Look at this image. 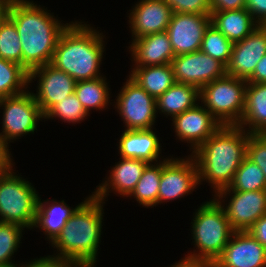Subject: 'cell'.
I'll list each match as a JSON object with an SVG mask.
<instances>
[{
    "mask_svg": "<svg viewBox=\"0 0 266 267\" xmlns=\"http://www.w3.org/2000/svg\"><path fill=\"white\" fill-rule=\"evenodd\" d=\"M12 164L0 175V222L33 229L39 193L34 185L14 172Z\"/></svg>",
    "mask_w": 266,
    "mask_h": 267,
    "instance_id": "6",
    "label": "cell"
},
{
    "mask_svg": "<svg viewBox=\"0 0 266 267\" xmlns=\"http://www.w3.org/2000/svg\"><path fill=\"white\" fill-rule=\"evenodd\" d=\"M50 12L32 0L9 4L7 17L17 29L22 66L28 72L51 63L59 37L71 23H63Z\"/></svg>",
    "mask_w": 266,
    "mask_h": 267,
    "instance_id": "1",
    "label": "cell"
},
{
    "mask_svg": "<svg viewBox=\"0 0 266 267\" xmlns=\"http://www.w3.org/2000/svg\"><path fill=\"white\" fill-rule=\"evenodd\" d=\"M232 46L233 43L210 24L205 30L200 51L227 66L230 61Z\"/></svg>",
    "mask_w": 266,
    "mask_h": 267,
    "instance_id": "32",
    "label": "cell"
},
{
    "mask_svg": "<svg viewBox=\"0 0 266 267\" xmlns=\"http://www.w3.org/2000/svg\"><path fill=\"white\" fill-rule=\"evenodd\" d=\"M237 126L250 134L266 133V83H247L243 117Z\"/></svg>",
    "mask_w": 266,
    "mask_h": 267,
    "instance_id": "23",
    "label": "cell"
},
{
    "mask_svg": "<svg viewBox=\"0 0 266 267\" xmlns=\"http://www.w3.org/2000/svg\"><path fill=\"white\" fill-rule=\"evenodd\" d=\"M172 15V8L164 0H139L128 16L132 39L165 32Z\"/></svg>",
    "mask_w": 266,
    "mask_h": 267,
    "instance_id": "18",
    "label": "cell"
},
{
    "mask_svg": "<svg viewBox=\"0 0 266 267\" xmlns=\"http://www.w3.org/2000/svg\"><path fill=\"white\" fill-rule=\"evenodd\" d=\"M202 203L191 222L192 243L196 249L184 258L214 263L235 232L221 204L214 198Z\"/></svg>",
    "mask_w": 266,
    "mask_h": 267,
    "instance_id": "5",
    "label": "cell"
},
{
    "mask_svg": "<svg viewBox=\"0 0 266 267\" xmlns=\"http://www.w3.org/2000/svg\"><path fill=\"white\" fill-rule=\"evenodd\" d=\"M24 227L14 223L0 222V266L18 267L15 263L14 253L18 251L23 237Z\"/></svg>",
    "mask_w": 266,
    "mask_h": 267,
    "instance_id": "31",
    "label": "cell"
},
{
    "mask_svg": "<svg viewBox=\"0 0 266 267\" xmlns=\"http://www.w3.org/2000/svg\"><path fill=\"white\" fill-rule=\"evenodd\" d=\"M0 1H3L9 5V4L18 3V2H24L27 0H0Z\"/></svg>",
    "mask_w": 266,
    "mask_h": 267,
    "instance_id": "45",
    "label": "cell"
},
{
    "mask_svg": "<svg viewBox=\"0 0 266 267\" xmlns=\"http://www.w3.org/2000/svg\"><path fill=\"white\" fill-rule=\"evenodd\" d=\"M248 232L266 248V214L260 217Z\"/></svg>",
    "mask_w": 266,
    "mask_h": 267,
    "instance_id": "40",
    "label": "cell"
},
{
    "mask_svg": "<svg viewBox=\"0 0 266 267\" xmlns=\"http://www.w3.org/2000/svg\"><path fill=\"white\" fill-rule=\"evenodd\" d=\"M121 159V160H120ZM115 165L109 170V176H106L102 183L96 186L92 194L104 203L109 193L126 197L135 189L137 182L140 180L143 170L149 164L142 159L119 158ZM111 191V192H110Z\"/></svg>",
    "mask_w": 266,
    "mask_h": 267,
    "instance_id": "19",
    "label": "cell"
},
{
    "mask_svg": "<svg viewBox=\"0 0 266 267\" xmlns=\"http://www.w3.org/2000/svg\"><path fill=\"white\" fill-rule=\"evenodd\" d=\"M247 157L263 171L266 181V133L249 134Z\"/></svg>",
    "mask_w": 266,
    "mask_h": 267,
    "instance_id": "35",
    "label": "cell"
},
{
    "mask_svg": "<svg viewBox=\"0 0 266 267\" xmlns=\"http://www.w3.org/2000/svg\"><path fill=\"white\" fill-rule=\"evenodd\" d=\"M211 24L232 43L243 40L258 23L246 9L211 12Z\"/></svg>",
    "mask_w": 266,
    "mask_h": 267,
    "instance_id": "24",
    "label": "cell"
},
{
    "mask_svg": "<svg viewBox=\"0 0 266 267\" xmlns=\"http://www.w3.org/2000/svg\"><path fill=\"white\" fill-rule=\"evenodd\" d=\"M18 267H81L77 262L54 258L49 255L31 259L29 262L21 263Z\"/></svg>",
    "mask_w": 266,
    "mask_h": 267,
    "instance_id": "37",
    "label": "cell"
},
{
    "mask_svg": "<svg viewBox=\"0 0 266 267\" xmlns=\"http://www.w3.org/2000/svg\"><path fill=\"white\" fill-rule=\"evenodd\" d=\"M0 58L22 66V47L15 24L6 16L0 23Z\"/></svg>",
    "mask_w": 266,
    "mask_h": 267,
    "instance_id": "34",
    "label": "cell"
},
{
    "mask_svg": "<svg viewBox=\"0 0 266 267\" xmlns=\"http://www.w3.org/2000/svg\"><path fill=\"white\" fill-rule=\"evenodd\" d=\"M130 69L129 76L155 99L176 82L171 64L131 66Z\"/></svg>",
    "mask_w": 266,
    "mask_h": 267,
    "instance_id": "26",
    "label": "cell"
},
{
    "mask_svg": "<svg viewBox=\"0 0 266 267\" xmlns=\"http://www.w3.org/2000/svg\"><path fill=\"white\" fill-rule=\"evenodd\" d=\"M96 265H81V267H95Z\"/></svg>",
    "mask_w": 266,
    "mask_h": 267,
    "instance_id": "47",
    "label": "cell"
},
{
    "mask_svg": "<svg viewBox=\"0 0 266 267\" xmlns=\"http://www.w3.org/2000/svg\"><path fill=\"white\" fill-rule=\"evenodd\" d=\"M266 54V25H258L243 40L233 43L226 74L248 80L258 61Z\"/></svg>",
    "mask_w": 266,
    "mask_h": 267,
    "instance_id": "16",
    "label": "cell"
},
{
    "mask_svg": "<svg viewBox=\"0 0 266 267\" xmlns=\"http://www.w3.org/2000/svg\"><path fill=\"white\" fill-rule=\"evenodd\" d=\"M84 21H71L61 33L51 65L78 81L93 80L101 74L105 35Z\"/></svg>",
    "mask_w": 266,
    "mask_h": 267,
    "instance_id": "3",
    "label": "cell"
},
{
    "mask_svg": "<svg viewBox=\"0 0 266 267\" xmlns=\"http://www.w3.org/2000/svg\"><path fill=\"white\" fill-rule=\"evenodd\" d=\"M29 86V72L20 64L0 58V98L25 93Z\"/></svg>",
    "mask_w": 266,
    "mask_h": 267,
    "instance_id": "29",
    "label": "cell"
},
{
    "mask_svg": "<svg viewBox=\"0 0 266 267\" xmlns=\"http://www.w3.org/2000/svg\"><path fill=\"white\" fill-rule=\"evenodd\" d=\"M3 109L2 132L0 138L9 149V144L22 136L37 132L38 122L44 120L40 106L33 97L32 91L12 97L0 98Z\"/></svg>",
    "mask_w": 266,
    "mask_h": 267,
    "instance_id": "8",
    "label": "cell"
},
{
    "mask_svg": "<svg viewBox=\"0 0 266 267\" xmlns=\"http://www.w3.org/2000/svg\"><path fill=\"white\" fill-rule=\"evenodd\" d=\"M82 203H79L75 208H70L64 200L46 199L41 201L39 195L33 229L39 228L40 231L42 230L43 234L47 236L45 239L51 244Z\"/></svg>",
    "mask_w": 266,
    "mask_h": 267,
    "instance_id": "22",
    "label": "cell"
},
{
    "mask_svg": "<svg viewBox=\"0 0 266 267\" xmlns=\"http://www.w3.org/2000/svg\"><path fill=\"white\" fill-rule=\"evenodd\" d=\"M169 267H214V264L209 261L191 260L183 257Z\"/></svg>",
    "mask_w": 266,
    "mask_h": 267,
    "instance_id": "42",
    "label": "cell"
},
{
    "mask_svg": "<svg viewBox=\"0 0 266 267\" xmlns=\"http://www.w3.org/2000/svg\"><path fill=\"white\" fill-rule=\"evenodd\" d=\"M222 190L248 192L266 190L264 173L246 156L237 169L231 184Z\"/></svg>",
    "mask_w": 266,
    "mask_h": 267,
    "instance_id": "30",
    "label": "cell"
},
{
    "mask_svg": "<svg viewBox=\"0 0 266 267\" xmlns=\"http://www.w3.org/2000/svg\"><path fill=\"white\" fill-rule=\"evenodd\" d=\"M9 167H0V175L7 170Z\"/></svg>",
    "mask_w": 266,
    "mask_h": 267,
    "instance_id": "46",
    "label": "cell"
},
{
    "mask_svg": "<svg viewBox=\"0 0 266 267\" xmlns=\"http://www.w3.org/2000/svg\"><path fill=\"white\" fill-rule=\"evenodd\" d=\"M211 12L231 11L246 8L247 0H209Z\"/></svg>",
    "mask_w": 266,
    "mask_h": 267,
    "instance_id": "39",
    "label": "cell"
},
{
    "mask_svg": "<svg viewBox=\"0 0 266 267\" xmlns=\"http://www.w3.org/2000/svg\"><path fill=\"white\" fill-rule=\"evenodd\" d=\"M249 132L237 125H222L208 140L190 153L198 167L199 185L213 188L212 195L227 188L247 156Z\"/></svg>",
    "mask_w": 266,
    "mask_h": 267,
    "instance_id": "2",
    "label": "cell"
},
{
    "mask_svg": "<svg viewBox=\"0 0 266 267\" xmlns=\"http://www.w3.org/2000/svg\"><path fill=\"white\" fill-rule=\"evenodd\" d=\"M9 5L3 1H0V23L5 19L8 13Z\"/></svg>",
    "mask_w": 266,
    "mask_h": 267,
    "instance_id": "44",
    "label": "cell"
},
{
    "mask_svg": "<svg viewBox=\"0 0 266 267\" xmlns=\"http://www.w3.org/2000/svg\"><path fill=\"white\" fill-rule=\"evenodd\" d=\"M248 83H266V54L258 61L253 75L247 80Z\"/></svg>",
    "mask_w": 266,
    "mask_h": 267,
    "instance_id": "41",
    "label": "cell"
},
{
    "mask_svg": "<svg viewBox=\"0 0 266 267\" xmlns=\"http://www.w3.org/2000/svg\"><path fill=\"white\" fill-rule=\"evenodd\" d=\"M9 150L11 149H8L0 138V167H10L14 164L13 156Z\"/></svg>",
    "mask_w": 266,
    "mask_h": 267,
    "instance_id": "43",
    "label": "cell"
},
{
    "mask_svg": "<svg viewBox=\"0 0 266 267\" xmlns=\"http://www.w3.org/2000/svg\"><path fill=\"white\" fill-rule=\"evenodd\" d=\"M246 9L259 25H266V0H247Z\"/></svg>",
    "mask_w": 266,
    "mask_h": 267,
    "instance_id": "38",
    "label": "cell"
},
{
    "mask_svg": "<svg viewBox=\"0 0 266 267\" xmlns=\"http://www.w3.org/2000/svg\"><path fill=\"white\" fill-rule=\"evenodd\" d=\"M84 199L51 243L56 253L49 256L80 265H95L103 233L105 203L93 194Z\"/></svg>",
    "mask_w": 266,
    "mask_h": 267,
    "instance_id": "4",
    "label": "cell"
},
{
    "mask_svg": "<svg viewBox=\"0 0 266 267\" xmlns=\"http://www.w3.org/2000/svg\"><path fill=\"white\" fill-rule=\"evenodd\" d=\"M171 157V158H170ZM162 160L158 204L181 199L199 188L198 167L192 155Z\"/></svg>",
    "mask_w": 266,
    "mask_h": 267,
    "instance_id": "10",
    "label": "cell"
},
{
    "mask_svg": "<svg viewBox=\"0 0 266 267\" xmlns=\"http://www.w3.org/2000/svg\"><path fill=\"white\" fill-rule=\"evenodd\" d=\"M213 196L221 204L234 231H248L266 214V190L251 192L220 190Z\"/></svg>",
    "mask_w": 266,
    "mask_h": 267,
    "instance_id": "11",
    "label": "cell"
},
{
    "mask_svg": "<svg viewBox=\"0 0 266 267\" xmlns=\"http://www.w3.org/2000/svg\"><path fill=\"white\" fill-rule=\"evenodd\" d=\"M162 161L149 163L143 170L140 180L137 182L135 189L128 197L143 207L158 206V192L161 181Z\"/></svg>",
    "mask_w": 266,
    "mask_h": 267,
    "instance_id": "28",
    "label": "cell"
},
{
    "mask_svg": "<svg viewBox=\"0 0 266 267\" xmlns=\"http://www.w3.org/2000/svg\"><path fill=\"white\" fill-rule=\"evenodd\" d=\"M153 129L155 130V128H152L122 131L117 144L120 157L142 159L148 163H157L164 160V157L160 155L162 152L161 139Z\"/></svg>",
    "mask_w": 266,
    "mask_h": 267,
    "instance_id": "21",
    "label": "cell"
},
{
    "mask_svg": "<svg viewBox=\"0 0 266 267\" xmlns=\"http://www.w3.org/2000/svg\"><path fill=\"white\" fill-rule=\"evenodd\" d=\"M247 83L226 74L204 85L199 100L222 125H238L245 108Z\"/></svg>",
    "mask_w": 266,
    "mask_h": 267,
    "instance_id": "7",
    "label": "cell"
},
{
    "mask_svg": "<svg viewBox=\"0 0 266 267\" xmlns=\"http://www.w3.org/2000/svg\"><path fill=\"white\" fill-rule=\"evenodd\" d=\"M128 46L133 66H155L171 64L175 57L168 33L150 34L131 40Z\"/></svg>",
    "mask_w": 266,
    "mask_h": 267,
    "instance_id": "20",
    "label": "cell"
},
{
    "mask_svg": "<svg viewBox=\"0 0 266 267\" xmlns=\"http://www.w3.org/2000/svg\"><path fill=\"white\" fill-rule=\"evenodd\" d=\"M200 90L193 85L175 82L156 99V112L173 119L199 103Z\"/></svg>",
    "mask_w": 266,
    "mask_h": 267,
    "instance_id": "25",
    "label": "cell"
},
{
    "mask_svg": "<svg viewBox=\"0 0 266 267\" xmlns=\"http://www.w3.org/2000/svg\"><path fill=\"white\" fill-rule=\"evenodd\" d=\"M173 13L211 15L209 0H164Z\"/></svg>",
    "mask_w": 266,
    "mask_h": 267,
    "instance_id": "36",
    "label": "cell"
},
{
    "mask_svg": "<svg viewBox=\"0 0 266 267\" xmlns=\"http://www.w3.org/2000/svg\"><path fill=\"white\" fill-rule=\"evenodd\" d=\"M35 79L38 80V84L36 93L32 92V94L43 115L53 105L74 93L75 79L51 64H46L30 71L29 85L32 82L34 83Z\"/></svg>",
    "mask_w": 266,
    "mask_h": 267,
    "instance_id": "13",
    "label": "cell"
},
{
    "mask_svg": "<svg viewBox=\"0 0 266 267\" xmlns=\"http://www.w3.org/2000/svg\"><path fill=\"white\" fill-rule=\"evenodd\" d=\"M214 267H266V248L248 231H235Z\"/></svg>",
    "mask_w": 266,
    "mask_h": 267,
    "instance_id": "17",
    "label": "cell"
},
{
    "mask_svg": "<svg viewBox=\"0 0 266 267\" xmlns=\"http://www.w3.org/2000/svg\"><path fill=\"white\" fill-rule=\"evenodd\" d=\"M171 121L176 139L190 144L191 153L222 126L200 102L175 116Z\"/></svg>",
    "mask_w": 266,
    "mask_h": 267,
    "instance_id": "14",
    "label": "cell"
},
{
    "mask_svg": "<svg viewBox=\"0 0 266 267\" xmlns=\"http://www.w3.org/2000/svg\"><path fill=\"white\" fill-rule=\"evenodd\" d=\"M113 105L125 124V130L152 129L157 117L156 99L129 75Z\"/></svg>",
    "mask_w": 266,
    "mask_h": 267,
    "instance_id": "9",
    "label": "cell"
},
{
    "mask_svg": "<svg viewBox=\"0 0 266 267\" xmlns=\"http://www.w3.org/2000/svg\"><path fill=\"white\" fill-rule=\"evenodd\" d=\"M210 15L173 13L166 32L175 56L200 51Z\"/></svg>",
    "mask_w": 266,
    "mask_h": 267,
    "instance_id": "15",
    "label": "cell"
},
{
    "mask_svg": "<svg viewBox=\"0 0 266 267\" xmlns=\"http://www.w3.org/2000/svg\"><path fill=\"white\" fill-rule=\"evenodd\" d=\"M171 65L176 82L196 86L199 90L226 75V66L202 51L177 55Z\"/></svg>",
    "mask_w": 266,
    "mask_h": 267,
    "instance_id": "12",
    "label": "cell"
},
{
    "mask_svg": "<svg viewBox=\"0 0 266 267\" xmlns=\"http://www.w3.org/2000/svg\"><path fill=\"white\" fill-rule=\"evenodd\" d=\"M90 116L84 109L81 102L73 93L62 99L57 104L53 105L45 114L44 119H61L62 122L78 124L85 121L86 117Z\"/></svg>",
    "mask_w": 266,
    "mask_h": 267,
    "instance_id": "33",
    "label": "cell"
},
{
    "mask_svg": "<svg viewBox=\"0 0 266 267\" xmlns=\"http://www.w3.org/2000/svg\"><path fill=\"white\" fill-rule=\"evenodd\" d=\"M108 84L106 76L76 82L74 94L89 115L91 110L103 111L108 108V105L112 104L109 94L111 88Z\"/></svg>",
    "mask_w": 266,
    "mask_h": 267,
    "instance_id": "27",
    "label": "cell"
}]
</instances>
